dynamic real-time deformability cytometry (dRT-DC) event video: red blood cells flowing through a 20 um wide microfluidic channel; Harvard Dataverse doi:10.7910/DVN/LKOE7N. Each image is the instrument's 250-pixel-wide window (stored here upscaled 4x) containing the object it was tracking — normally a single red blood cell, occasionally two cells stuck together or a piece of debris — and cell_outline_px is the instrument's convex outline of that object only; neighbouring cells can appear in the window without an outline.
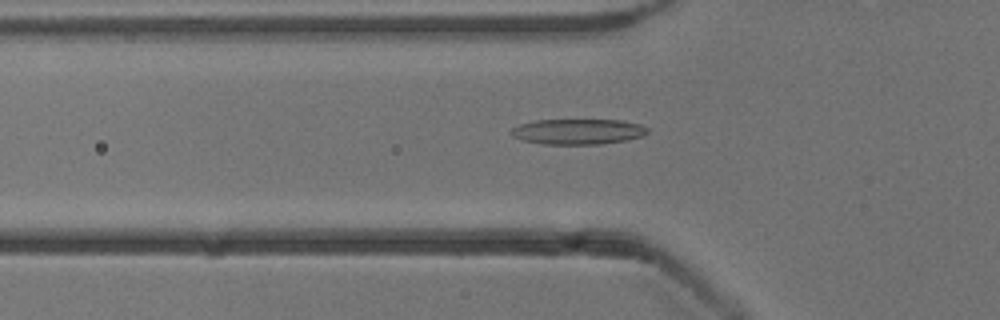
{"species": "common noctule bat (a hibernating species)", "species_latin": "Nyctalus noctula", "temperature_condition": "cold", "stored_images_in_passage": 42, "camera_frame_rate_fps": 3000, "um_per_image_px": 0.085, "animal": {"sex": "male", "body_mass_g": 13.3}, "frame": {"image": 1, "passage_image": 18, "time_ms": 5.667, "image_size_px": [1000, 320], "cell_outline_px": [[648, 132], [640, 136], [624, 140], [600, 144], [544, 144], [524, 140], [512, 136], [512, 128], [520, 124], [536, 120], [620, 120], [640, 124], [648, 128]], "centroid_in_image_um": [49.12, 11.18], "position_along_channel_um": 76.7, "area_um2": 19.94}}
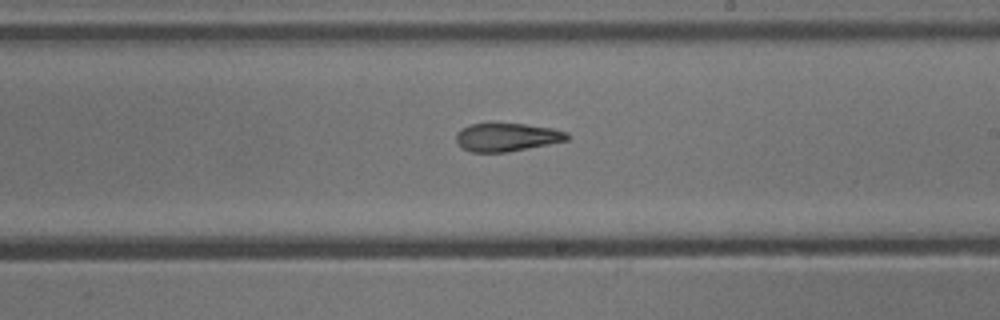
{"frame": {"image": 2, "passage_image": 31, "time_ms": 10.0, "image_size_px": [1000, 320], "cell_outline_px": [[568, 140], [508, 152], [472, 152], [464, 148], [456, 140], [456, 132], [460, 128], [468, 124], [524, 124], [552, 128], [568, 132]], "centroid_in_image_um": [43.07, 11.66], "position_along_channel_um": 245.9, "area_um2": 18.09}}
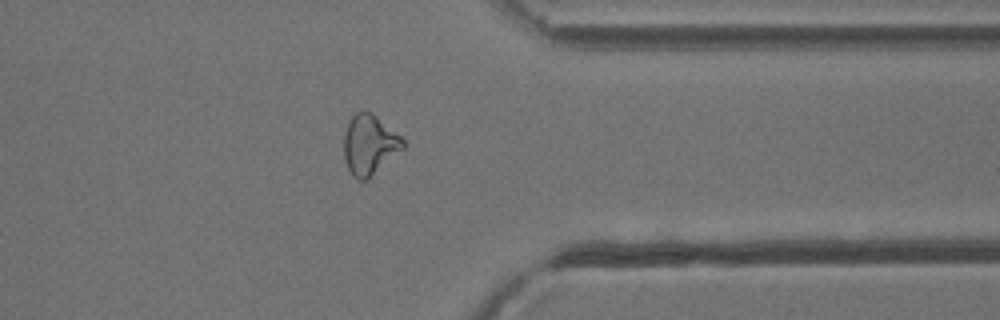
{"frame": {"image": 3, "passage_image": 42, "time_ms": 13.667, "image_size_px": [1000, 320], "cell_outline_px": [[404, 148], [368, 180], [360, 180], [352, 176], [348, 168], [344, 156], [344, 132], [348, 120], [356, 112], [364, 108], [372, 112], [400, 136], [404, 140]], "centroid_in_image_um": [31.39, 12.28], "position_along_channel_um": 380.0, "area_um2": 20.87}, "authors_computed_cell_mechanics": {"area_um2": 19.2763, "velocity_mm_per_s": 3.8758, "shape_relaxation_time_tau1_ms": 5.6906, "shape_relaxation_time_tau2_ms": 5.0551, "deformation_change_tau1": 0.1727, "deformation_change_tau2": 0.1446}}